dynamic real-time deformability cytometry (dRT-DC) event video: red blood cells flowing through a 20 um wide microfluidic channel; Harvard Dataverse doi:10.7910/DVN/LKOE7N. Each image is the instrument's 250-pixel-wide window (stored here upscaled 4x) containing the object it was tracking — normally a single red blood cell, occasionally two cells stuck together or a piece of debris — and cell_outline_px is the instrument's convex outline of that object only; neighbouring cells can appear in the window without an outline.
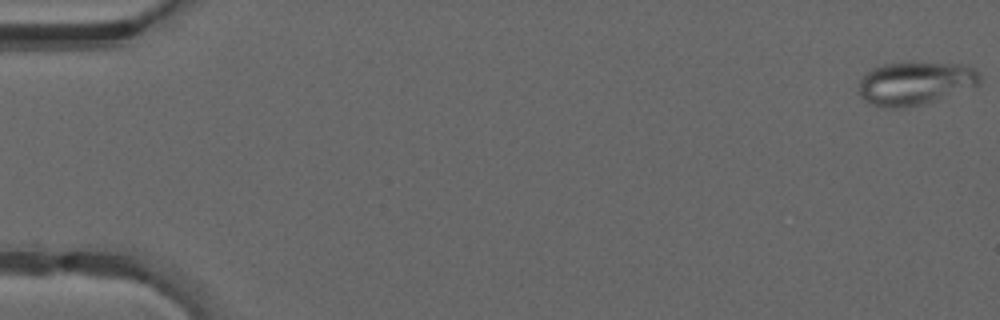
{"species": "common noctule bat (a hibernating species)", "species_latin": "Nyctalus noctula", "temperature_condition": "warm", "stored_images_in_passage": 49, "camera_frame_rate_fps": 3000, "um_per_image_px": 0.085, "animal": {"sex": "male", "forearm_length_mm": 52.5}, "frame": {"image": 1, "passage_image": 1, "time_ms": 0.0, "image_size_px": [1000, 320], "cell_outline_px": [[980, 84], [920, 104], [904, 108], [888, 108], [872, 104], [864, 100], [856, 92], [860, 80], [872, 68], [884, 64], [964, 64], [980, 72]], "centroid_in_image_um": [77.73, 7.09], "position_along_channel_um": 7.3, "area_um2": 29.71}}
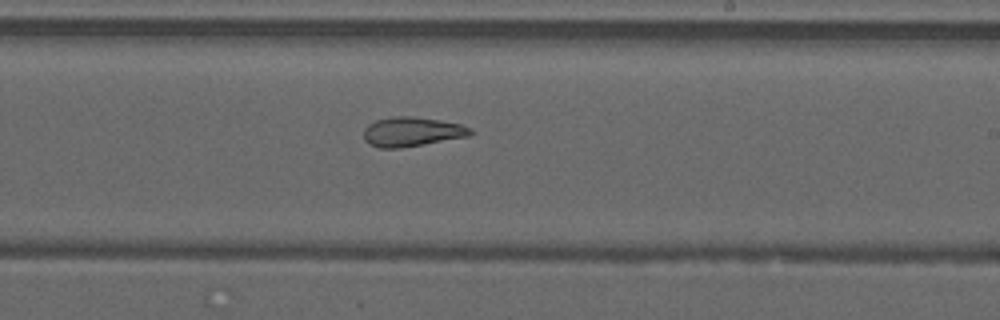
{"frame": {"image": 2, "passage_image": 30, "time_ms": 9.667, "image_size_px": [1000, 320], "cell_outline_px": [[472, 132], [468, 136], [400, 148], [380, 148], [368, 144], [364, 140], [364, 128], [368, 124], [376, 120], [396, 116], [412, 116], [440, 120], [460, 124], [472, 128]], "centroid_in_image_um": [34.97, 11.2], "position_along_channel_um": 254.0, "area_um2": 18.21}}
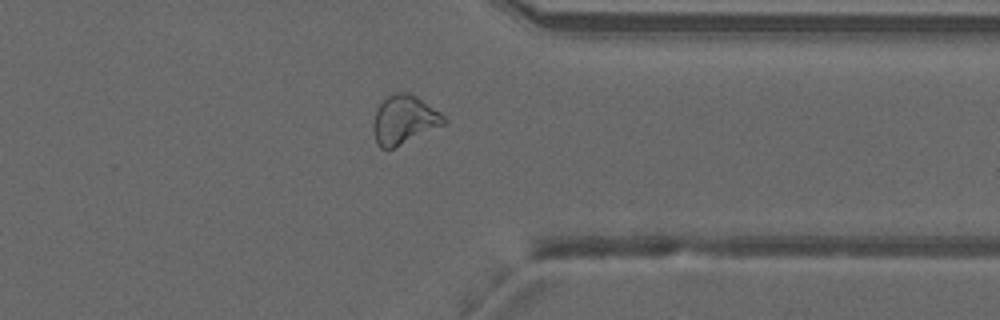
{"frame": {"image": 3, "passage_image": 39, "time_ms": 12.667, "image_size_px": [1000, 320], "cell_outline_px": [[448, 120], [444, 124], [392, 148], [380, 148], [376, 144], [372, 128], [372, 124], [376, 108], [388, 96], [396, 92], [408, 92], [416, 96], [440, 112]], "centroid_in_image_um": [34.31, 10.17], "position_along_channel_um": 377.1, "area_um2": 19.83}, "authors_computed_cell_mechanics": {"area_um2": 22.8888, "velocity_mm_per_s": 4.2321, "shape_relaxation_time_tau1_ms": null, "shape_relaxation_time_tau2_ms": 3.1771, "deformation_change_tau1": null, "deformation_change_tau2": 0.1169}}